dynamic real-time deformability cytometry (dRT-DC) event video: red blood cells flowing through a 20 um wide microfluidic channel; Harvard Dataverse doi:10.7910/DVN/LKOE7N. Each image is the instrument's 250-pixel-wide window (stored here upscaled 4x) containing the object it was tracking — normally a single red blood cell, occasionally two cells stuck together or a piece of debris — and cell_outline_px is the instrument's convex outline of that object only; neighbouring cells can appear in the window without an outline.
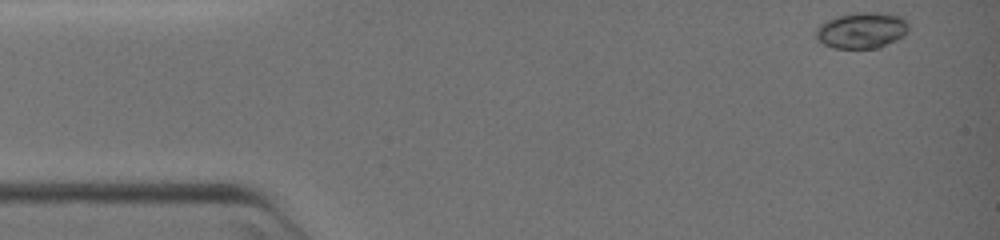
{"species": "common noctule bat (a hibernating species)", "species_latin": "Nyctalus noctula", "temperature_condition": "warm", "stored_images_in_passage": 51, "camera_frame_rate_fps": 3000, "um_per_image_px": 0.085, "animal": {"sex": "female", "body_mass_g": 19.0, "forearm_length_mm": 51.5}, "frame": {"image": 1, "passage_image": 1, "time_ms": 0.0, "image_size_px": [1000, 240], "cell_outline_px": [[908, 32], [904, 36], [880, 48], [832, 48], [816, 40], [816, 28], [820, 24], [836, 16], [856, 12], [888, 12], [904, 16], [908, 24]], "centroid_in_image_um": [73.28, 2.56], "position_along_channel_um": 11.7, "area_um2": 19.94}}
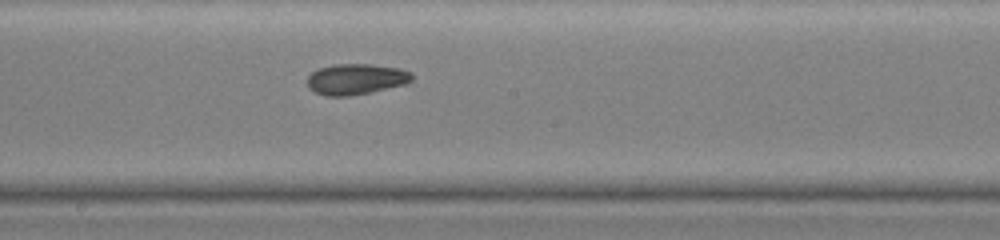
{"frame": {"image": 2, "passage_image": 29, "time_ms": 9.333, "image_size_px": [1000, 240], "cell_outline_px": [[412, 80], [408, 84], [372, 92], [348, 96], [324, 96], [308, 88], [308, 76], [312, 72], [320, 68], [332, 64], [368, 64], [396, 68], [412, 72]], "centroid_in_image_um": [30.26, 6.74], "position_along_channel_um": 217.9, "area_um2": 18.84}}
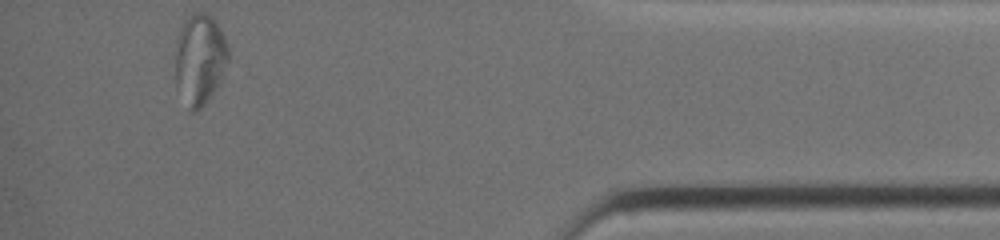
{"frame": {"image": 3, "passage_image": 51, "time_ms": 16.667, "image_size_px": [1000, 240], "cell_outline_px": [[228, 60], [224, 76], [216, 88], [204, 104], [196, 112], [192, 112], [188, 108], [176, 88], [176, 40], [180, 28], [184, 20], [192, 12], [204, 12], [220, 28], [224, 36], [228, 48]], "centroid_in_image_um": [16.97, 5.05], "position_along_channel_um": 418.2, "area_um2": 28.09}}